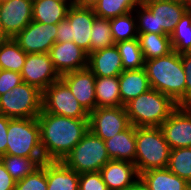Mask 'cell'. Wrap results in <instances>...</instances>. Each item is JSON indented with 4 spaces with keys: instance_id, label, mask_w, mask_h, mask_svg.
Returning <instances> with one entry per match:
<instances>
[{
    "instance_id": "obj_27",
    "label": "cell",
    "mask_w": 191,
    "mask_h": 190,
    "mask_svg": "<svg viewBox=\"0 0 191 190\" xmlns=\"http://www.w3.org/2000/svg\"><path fill=\"white\" fill-rule=\"evenodd\" d=\"M138 41L144 60H151L170 53L173 49L169 35L138 33Z\"/></svg>"
},
{
    "instance_id": "obj_20",
    "label": "cell",
    "mask_w": 191,
    "mask_h": 190,
    "mask_svg": "<svg viewBox=\"0 0 191 190\" xmlns=\"http://www.w3.org/2000/svg\"><path fill=\"white\" fill-rule=\"evenodd\" d=\"M111 160L128 161L135 164L136 127L130 125L126 130L104 140Z\"/></svg>"
},
{
    "instance_id": "obj_17",
    "label": "cell",
    "mask_w": 191,
    "mask_h": 190,
    "mask_svg": "<svg viewBox=\"0 0 191 190\" xmlns=\"http://www.w3.org/2000/svg\"><path fill=\"white\" fill-rule=\"evenodd\" d=\"M61 79L88 114L96 108L95 75L88 68L63 74Z\"/></svg>"
},
{
    "instance_id": "obj_41",
    "label": "cell",
    "mask_w": 191,
    "mask_h": 190,
    "mask_svg": "<svg viewBox=\"0 0 191 190\" xmlns=\"http://www.w3.org/2000/svg\"><path fill=\"white\" fill-rule=\"evenodd\" d=\"M126 190H150L144 181L139 177L130 187Z\"/></svg>"
},
{
    "instance_id": "obj_39",
    "label": "cell",
    "mask_w": 191,
    "mask_h": 190,
    "mask_svg": "<svg viewBox=\"0 0 191 190\" xmlns=\"http://www.w3.org/2000/svg\"><path fill=\"white\" fill-rule=\"evenodd\" d=\"M12 118L0 115V156L6 155L7 150V128Z\"/></svg>"
},
{
    "instance_id": "obj_9",
    "label": "cell",
    "mask_w": 191,
    "mask_h": 190,
    "mask_svg": "<svg viewBox=\"0 0 191 190\" xmlns=\"http://www.w3.org/2000/svg\"><path fill=\"white\" fill-rule=\"evenodd\" d=\"M95 16L93 8H69L66 19L58 23L56 42H75L89 55L90 35Z\"/></svg>"
},
{
    "instance_id": "obj_28",
    "label": "cell",
    "mask_w": 191,
    "mask_h": 190,
    "mask_svg": "<svg viewBox=\"0 0 191 190\" xmlns=\"http://www.w3.org/2000/svg\"><path fill=\"white\" fill-rule=\"evenodd\" d=\"M25 53L13 38L0 41V69L21 73L26 61Z\"/></svg>"
},
{
    "instance_id": "obj_11",
    "label": "cell",
    "mask_w": 191,
    "mask_h": 190,
    "mask_svg": "<svg viewBox=\"0 0 191 190\" xmlns=\"http://www.w3.org/2000/svg\"><path fill=\"white\" fill-rule=\"evenodd\" d=\"M125 106L95 108L88 116V128L103 141L130 126Z\"/></svg>"
},
{
    "instance_id": "obj_23",
    "label": "cell",
    "mask_w": 191,
    "mask_h": 190,
    "mask_svg": "<svg viewBox=\"0 0 191 190\" xmlns=\"http://www.w3.org/2000/svg\"><path fill=\"white\" fill-rule=\"evenodd\" d=\"M150 190H190L191 184L173 174L167 167L151 169L140 174Z\"/></svg>"
},
{
    "instance_id": "obj_32",
    "label": "cell",
    "mask_w": 191,
    "mask_h": 190,
    "mask_svg": "<svg viewBox=\"0 0 191 190\" xmlns=\"http://www.w3.org/2000/svg\"><path fill=\"white\" fill-rule=\"evenodd\" d=\"M138 3L137 0H98L93 10L96 16L112 19L134 11Z\"/></svg>"
},
{
    "instance_id": "obj_36",
    "label": "cell",
    "mask_w": 191,
    "mask_h": 190,
    "mask_svg": "<svg viewBox=\"0 0 191 190\" xmlns=\"http://www.w3.org/2000/svg\"><path fill=\"white\" fill-rule=\"evenodd\" d=\"M78 190H109L100 171L79 174Z\"/></svg>"
},
{
    "instance_id": "obj_22",
    "label": "cell",
    "mask_w": 191,
    "mask_h": 190,
    "mask_svg": "<svg viewBox=\"0 0 191 190\" xmlns=\"http://www.w3.org/2000/svg\"><path fill=\"white\" fill-rule=\"evenodd\" d=\"M150 88L149 79L144 68L124 70L119 75V89L123 106Z\"/></svg>"
},
{
    "instance_id": "obj_29",
    "label": "cell",
    "mask_w": 191,
    "mask_h": 190,
    "mask_svg": "<svg viewBox=\"0 0 191 190\" xmlns=\"http://www.w3.org/2000/svg\"><path fill=\"white\" fill-rule=\"evenodd\" d=\"M124 70H139L144 68L145 60L137 38L115 43Z\"/></svg>"
},
{
    "instance_id": "obj_16",
    "label": "cell",
    "mask_w": 191,
    "mask_h": 190,
    "mask_svg": "<svg viewBox=\"0 0 191 190\" xmlns=\"http://www.w3.org/2000/svg\"><path fill=\"white\" fill-rule=\"evenodd\" d=\"M33 0H10L0 5L4 33L13 38L32 21Z\"/></svg>"
},
{
    "instance_id": "obj_43",
    "label": "cell",
    "mask_w": 191,
    "mask_h": 190,
    "mask_svg": "<svg viewBox=\"0 0 191 190\" xmlns=\"http://www.w3.org/2000/svg\"><path fill=\"white\" fill-rule=\"evenodd\" d=\"M55 1L63 3L65 5H67L69 8H71V7H76L77 0H55Z\"/></svg>"
},
{
    "instance_id": "obj_37",
    "label": "cell",
    "mask_w": 191,
    "mask_h": 190,
    "mask_svg": "<svg viewBox=\"0 0 191 190\" xmlns=\"http://www.w3.org/2000/svg\"><path fill=\"white\" fill-rule=\"evenodd\" d=\"M23 82L18 72L0 69V96Z\"/></svg>"
},
{
    "instance_id": "obj_3",
    "label": "cell",
    "mask_w": 191,
    "mask_h": 190,
    "mask_svg": "<svg viewBox=\"0 0 191 190\" xmlns=\"http://www.w3.org/2000/svg\"><path fill=\"white\" fill-rule=\"evenodd\" d=\"M188 9L186 3L181 1L143 0L133 11L137 13V31L170 36Z\"/></svg>"
},
{
    "instance_id": "obj_10",
    "label": "cell",
    "mask_w": 191,
    "mask_h": 190,
    "mask_svg": "<svg viewBox=\"0 0 191 190\" xmlns=\"http://www.w3.org/2000/svg\"><path fill=\"white\" fill-rule=\"evenodd\" d=\"M42 110L74 119H88L89 116L61 78L42 92Z\"/></svg>"
},
{
    "instance_id": "obj_38",
    "label": "cell",
    "mask_w": 191,
    "mask_h": 190,
    "mask_svg": "<svg viewBox=\"0 0 191 190\" xmlns=\"http://www.w3.org/2000/svg\"><path fill=\"white\" fill-rule=\"evenodd\" d=\"M181 62L186 74L185 106L191 105V52L181 54Z\"/></svg>"
},
{
    "instance_id": "obj_40",
    "label": "cell",
    "mask_w": 191,
    "mask_h": 190,
    "mask_svg": "<svg viewBox=\"0 0 191 190\" xmlns=\"http://www.w3.org/2000/svg\"><path fill=\"white\" fill-rule=\"evenodd\" d=\"M16 181L7 172L0 160V190H14Z\"/></svg>"
},
{
    "instance_id": "obj_18",
    "label": "cell",
    "mask_w": 191,
    "mask_h": 190,
    "mask_svg": "<svg viewBox=\"0 0 191 190\" xmlns=\"http://www.w3.org/2000/svg\"><path fill=\"white\" fill-rule=\"evenodd\" d=\"M100 173L109 190H126L140 177L134 163L121 160L108 161Z\"/></svg>"
},
{
    "instance_id": "obj_7",
    "label": "cell",
    "mask_w": 191,
    "mask_h": 190,
    "mask_svg": "<svg viewBox=\"0 0 191 190\" xmlns=\"http://www.w3.org/2000/svg\"><path fill=\"white\" fill-rule=\"evenodd\" d=\"M7 155L44 157L37 118H13L7 128Z\"/></svg>"
},
{
    "instance_id": "obj_26",
    "label": "cell",
    "mask_w": 191,
    "mask_h": 190,
    "mask_svg": "<svg viewBox=\"0 0 191 190\" xmlns=\"http://www.w3.org/2000/svg\"><path fill=\"white\" fill-rule=\"evenodd\" d=\"M0 160L15 181L33 174L45 162L44 157H20L7 154L0 156Z\"/></svg>"
},
{
    "instance_id": "obj_30",
    "label": "cell",
    "mask_w": 191,
    "mask_h": 190,
    "mask_svg": "<svg viewBox=\"0 0 191 190\" xmlns=\"http://www.w3.org/2000/svg\"><path fill=\"white\" fill-rule=\"evenodd\" d=\"M132 12L109 19L111 34L115 43L132 40L138 37L137 20Z\"/></svg>"
},
{
    "instance_id": "obj_6",
    "label": "cell",
    "mask_w": 191,
    "mask_h": 190,
    "mask_svg": "<svg viewBox=\"0 0 191 190\" xmlns=\"http://www.w3.org/2000/svg\"><path fill=\"white\" fill-rule=\"evenodd\" d=\"M110 160L104 141L88 130L62 162L81 174L100 171Z\"/></svg>"
},
{
    "instance_id": "obj_13",
    "label": "cell",
    "mask_w": 191,
    "mask_h": 190,
    "mask_svg": "<svg viewBox=\"0 0 191 190\" xmlns=\"http://www.w3.org/2000/svg\"><path fill=\"white\" fill-rule=\"evenodd\" d=\"M22 80L43 92L61 76L54 68L49 53H29L21 71Z\"/></svg>"
},
{
    "instance_id": "obj_5",
    "label": "cell",
    "mask_w": 191,
    "mask_h": 190,
    "mask_svg": "<svg viewBox=\"0 0 191 190\" xmlns=\"http://www.w3.org/2000/svg\"><path fill=\"white\" fill-rule=\"evenodd\" d=\"M170 151L160 127H136L135 165L139 175L151 169L166 168Z\"/></svg>"
},
{
    "instance_id": "obj_24",
    "label": "cell",
    "mask_w": 191,
    "mask_h": 190,
    "mask_svg": "<svg viewBox=\"0 0 191 190\" xmlns=\"http://www.w3.org/2000/svg\"><path fill=\"white\" fill-rule=\"evenodd\" d=\"M95 99L96 108L123 106L119 89V76H95Z\"/></svg>"
},
{
    "instance_id": "obj_45",
    "label": "cell",
    "mask_w": 191,
    "mask_h": 190,
    "mask_svg": "<svg viewBox=\"0 0 191 190\" xmlns=\"http://www.w3.org/2000/svg\"><path fill=\"white\" fill-rule=\"evenodd\" d=\"M189 9H191V0H184Z\"/></svg>"
},
{
    "instance_id": "obj_42",
    "label": "cell",
    "mask_w": 191,
    "mask_h": 190,
    "mask_svg": "<svg viewBox=\"0 0 191 190\" xmlns=\"http://www.w3.org/2000/svg\"><path fill=\"white\" fill-rule=\"evenodd\" d=\"M98 0H77L76 7L81 8H93L97 4Z\"/></svg>"
},
{
    "instance_id": "obj_46",
    "label": "cell",
    "mask_w": 191,
    "mask_h": 190,
    "mask_svg": "<svg viewBox=\"0 0 191 190\" xmlns=\"http://www.w3.org/2000/svg\"><path fill=\"white\" fill-rule=\"evenodd\" d=\"M8 1H10V0H0V5L5 3V2H8Z\"/></svg>"
},
{
    "instance_id": "obj_25",
    "label": "cell",
    "mask_w": 191,
    "mask_h": 190,
    "mask_svg": "<svg viewBox=\"0 0 191 190\" xmlns=\"http://www.w3.org/2000/svg\"><path fill=\"white\" fill-rule=\"evenodd\" d=\"M69 7L55 0H33L32 20L42 24H58L66 19Z\"/></svg>"
},
{
    "instance_id": "obj_44",
    "label": "cell",
    "mask_w": 191,
    "mask_h": 190,
    "mask_svg": "<svg viewBox=\"0 0 191 190\" xmlns=\"http://www.w3.org/2000/svg\"><path fill=\"white\" fill-rule=\"evenodd\" d=\"M9 39V37L4 33L2 22H1V12H0V41Z\"/></svg>"
},
{
    "instance_id": "obj_34",
    "label": "cell",
    "mask_w": 191,
    "mask_h": 190,
    "mask_svg": "<svg viewBox=\"0 0 191 190\" xmlns=\"http://www.w3.org/2000/svg\"><path fill=\"white\" fill-rule=\"evenodd\" d=\"M167 168L191 184V147L172 149Z\"/></svg>"
},
{
    "instance_id": "obj_21",
    "label": "cell",
    "mask_w": 191,
    "mask_h": 190,
    "mask_svg": "<svg viewBox=\"0 0 191 190\" xmlns=\"http://www.w3.org/2000/svg\"><path fill=\"white\" fill-rule=\"evenodd\" d=\"M47 190H78L79 174L62 161H46Z\"/></svg>"
},
{
    "instance_id": "obj_31",
    "label": "cell",
    "mask_w": 191,
    "mask_h": 190,
    "mask_svg": "<svg viewBox=\"0 0 191 190\" xmlns=\"http://www.w3.org/2000/svg\"><path fill=\"white\" fill-rule=\"evenodd\" d=\"M172 49L179 53L191 52V9H188L170 35Z\"/></svg>"
},
{
    "instance_id": "obj_8",
    "label": "cell",
    "mask_w": 191,
    "mask_h": 190,
    "mask_svg": "<svg viewBox=\"0 0 191 190\" xmlns=\"http://www.w3.org/2000/svg\"><path fill=\"white\" fill-rule=\"evenodd\" d=\"M42 112V92L22 82L0 96V115L9 118H37Z\"/></svg>"
},
{
    "instance_id": "obj_14",
    "label": "cell",
    "mask_w": 191,
    "mask_h": 190,
    "mask_svg": "<svg viewBox=\"0 0 191 190\" xmlns=\"http://www.w3.org/2000/svg\"><path fill=\"white\" fill-rule=\"evenodd\" d=\"M160 128L171 150L191 147V107L178 106Z\"/></svg>"
},
{
    "instance_id": "obj_2",
    "label": "cell",
    "mask_w": 191,
    "mask_h": 190,
    "mask_svg": "<svg viewBox=\"0 0 191 190\" xmlns=\"http://www.w3.org/2000/svg\"><path fill=\"white\" fill-rule=\"evenodd\" d=\"M144 69L151 88L170 96L178 106H185L186 74L181 54L172 50L167 55L146 60Z\"/></svg>"
},
{
    "instance_id": "obj_15",
    "label": "cell",
    "mask_w": 191,
    "mask_h": 190,
    "mask_svg": "<svg viewBox=\"0 0 191 190\" xmlns=\"http://www.w3.org/2000/svg\"><path fill=\"white\" fill-rule=\"evenodd\" d=\"M59 75L88 68V54L75 42H56L49 52Z\"/></svg>"
},
{
    "instance_id": "obj_1",
    "label": "cell",
    "mask_w": 191,
    "mask_h": 190,
    "mask_svg": "<svg viewBox=\"0 0 191 190\" xmlns=\"http://www.w3.org/2000/svg\"><path fill=\"white\" fill-rule=\"evenodd\" d=\"M45 161H63L89 130L88 119H74L42 112L37 117Z\"/></svg>"
},
{
    "instance_id": "obj_4",
    "label": "cell",
    "mask_w": 191,
    "mask_h": 190,
    "mask_svg": "<svg viewBox=\"0 0 191 190\" xmlns=\"http://www.w3.org/2000/svg\"><path fill=\"white\" fill-rule=\"evenodd\" d=\"M177 107L170 96L153 88L125 105L129 122L135 127H160Z\"/></svg>"
},
{
    "instance_id": "obj_12",
    "label": "cell",
    "mask_w": 191,
    "mask_h": 190,
    "mask_svg": "<svg viewBox=\"0 0 191 190\" xmlns=\"http://www.w3.org/2000/svg\"><path fill=\"white\" fill-rule=\"evenodd\" d=\"M58 24H42L31 21L13 39L27 54L49 53L56 43Z\"/></svg>"
},
{
    "instance_id": "obj_33",
    "label": "cell",
    "mask_w": 191,
    "mask_h": 190,
    "mask_svg": "<svg viewBox=\"0 0 191 190\" xmlns=\"http://www.w3.org/2000/svg\"><path fill=\"white\" fill-rule=\"evenodd\" d=\"M115 45L109 19L95 16L90 35V53Z\"/></svg>"
},
{
    "instance_id": "obj_35",
    "label": "cell",
    "mask_w": 191,
    "mask_h": 190,
    "mask_svg": "<svg viewBox=\"0 0 191 190\" xmlns=\"http://www.w3.org/2000/svg\"><path fill=\"white\" fill-rule=\"evenodd\" d=\"M14 190H47L46 161L33 174L16 181Z\"/></svg>"
},
{
    "instance_id": "obj_19",
    "label": "cell",
    "mask_w": 191,
    "mask_h": 190,
    "mask_svg": "<svg viewBox=\"0 0 191 190\" xmlns=\"http://www.w3.org/2000/svg\"><path fill=\"white\" fill-rule=\"evenodd\" d=\"M88 69L99 77L119 76L124 69L116 45L91 52L88 55Z\"/></svg>"
}]
</instances>
